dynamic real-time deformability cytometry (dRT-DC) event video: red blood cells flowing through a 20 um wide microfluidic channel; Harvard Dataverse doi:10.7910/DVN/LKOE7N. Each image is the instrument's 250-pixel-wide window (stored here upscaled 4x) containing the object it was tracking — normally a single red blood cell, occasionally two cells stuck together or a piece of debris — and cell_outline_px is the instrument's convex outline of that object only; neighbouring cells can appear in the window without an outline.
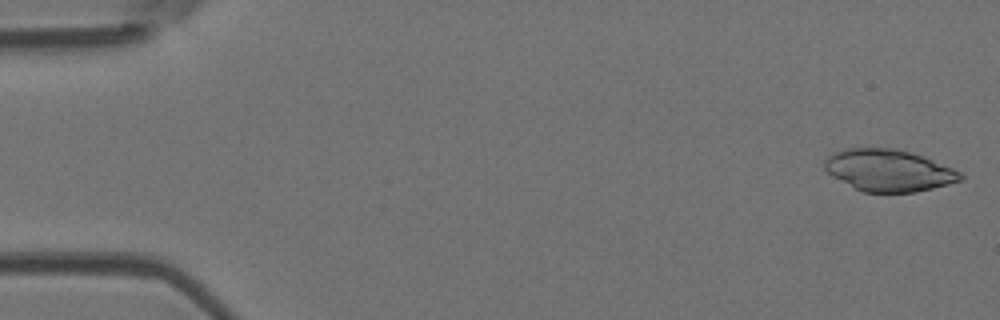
{"species": "Egyptian fruit bat (a non-hibernating species)", "species_latin": "Rousettus aegyptiacus", "temperature_condition": "room temperature", "stored_images_in_passage": 53, "camera_frame_rate_fps": 3000, "um_per_image_px": 0.085, "animal": {"sex": "female"}, "frame": {"image": 1, "passage_image": 1, "time_ms": 0.0, "image_size_px": [1000, 320], "cell_outline_px": [[964, 180], [916, 192], [864, 192], [832, 176], [824, 168], [824, 160], [828, 156], [844, 148], [896, 148], [932, 160], [952, 168], [960, 172], [964, 176]], "centroid_in_image_um": [75.53, 14.48], "position_along_channel_um": 9.5, "area_um2": 32.77}}